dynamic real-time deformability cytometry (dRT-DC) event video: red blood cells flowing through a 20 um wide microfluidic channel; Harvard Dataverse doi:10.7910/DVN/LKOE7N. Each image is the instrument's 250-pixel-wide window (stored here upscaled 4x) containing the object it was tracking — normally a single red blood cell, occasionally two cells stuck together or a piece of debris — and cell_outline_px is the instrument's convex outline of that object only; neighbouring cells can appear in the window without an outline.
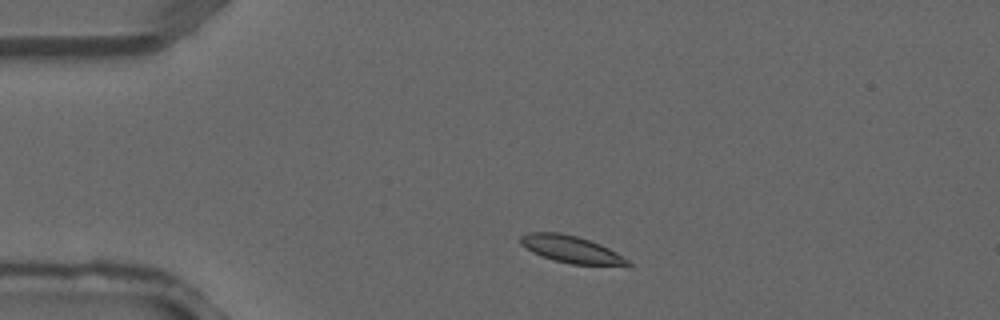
{"species": "common noctule bat (a hibernating species)", "species_latin": "Nyctalus noctula", "temperature_condition": "warm", "stored_images_in_passage": 3, "camera_frame_rate_fps": 3000, "um_per_image_px": 0.085, "animal": {"sex": "male", "forearm_length_mm": 52.5}, "frame": {"image": 1, "passage_image": 1, "time_ms": 0.0, "image_size_px": [1000, 320], "cell_outline_px": [[632, 264], [572, 264], [552, 260], [532, 252], [520, 244], [520, 236], [528, 232], [560, 232], [576, 236], [600, 244], [616, 252], [628, 260]], "centroid_in_image_um": [48.45, 21.16], "position_along_channel_um": 36.6, "area_um2": 16.53}}
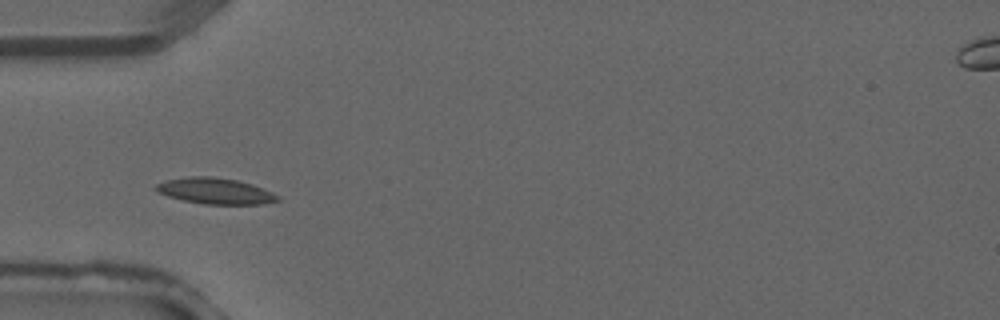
{"frame": {"image": 2, "passage_image": 2, "time_ms": 0.333, "image_size_px": [1000, 320], "cell_outline_px": [[280, 200], [264, 204], [204, 204], [184, 200], [168, 196], [152, 188], [156, 184], [164, 180], [188, 176], [212, 176], [236, 180], [252, 184], [272, 192], [280, 196]], "centroid_in_image_um": [18.29, 16.23], "position_along_channel_um": 66.7, "area_um2": 18.5}}
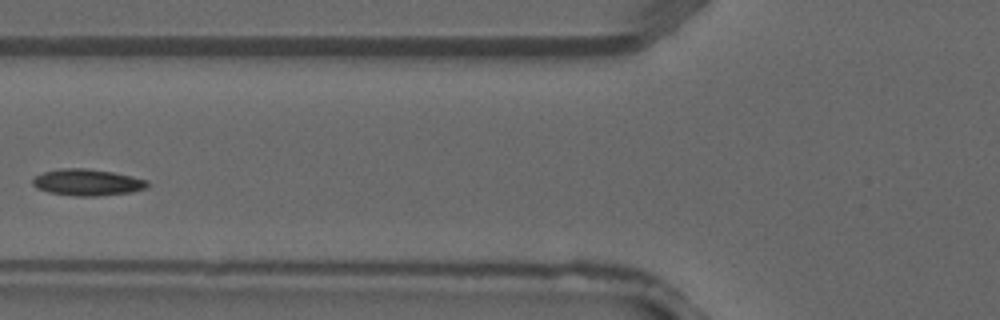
{"frame": {"image": 3, "passage_image": 3, "time_ms": 0.667, "image_size_px": [1000, 320], "cell_outline_px": [[148, 188], [132, 192], [96, 196], [76, 196], [48, 192], [36, 188], [32, 184], [32, 180], [36, 176], [44, 172], [64, 168], [84, 168], [112, 172], [148, 180]], "centroid_in_image_um": [7.43, 15.51], "position_along_channel_um": 118.4, "area_um2": 17.63}}